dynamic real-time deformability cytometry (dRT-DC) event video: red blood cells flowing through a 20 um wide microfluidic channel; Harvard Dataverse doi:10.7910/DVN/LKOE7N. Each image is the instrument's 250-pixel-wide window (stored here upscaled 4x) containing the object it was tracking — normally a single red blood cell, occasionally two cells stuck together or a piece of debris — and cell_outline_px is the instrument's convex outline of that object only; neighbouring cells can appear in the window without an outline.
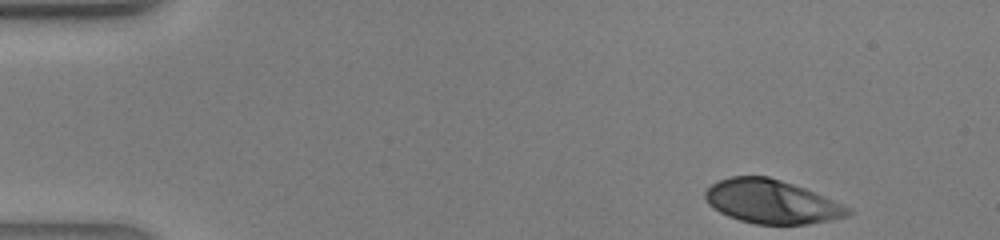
{"species": "human", "species_latin": "Homo sapiens", "temperature_condition": "warm", "stored_images_in_passage": 33, "camera_frame_rate_fps": 3000, "um_per_image_px": 0.085, "donor": {"sex": "male"}, "frame": {"image": 1, "passage_image": 1, "time_ms": 0.0, "image_size_px": [1000, 240], "cell_outline_px": [[852, 212], [848, 216], [808, 224], [756, 224], [740, 220], [728, 216], [720, 212], [708, 204], [704, 196], [704, 192], [712, 184], [720, 180], [732, 176], [768, 176], [804, 188], [824, 196], [852, 208]], "centroid_in_image_um": [65.58, 17.14], "position_along_channel_um": 19.4, "area_um2": 36.13}}
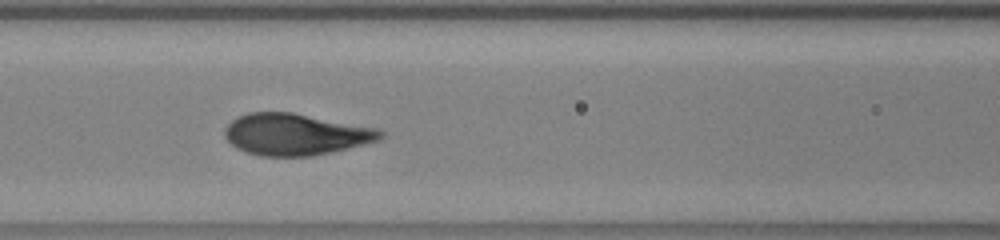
{"frame": {"image": 2, "passage_image": 15, "time_ms": 4.667, "image_size_px": [1000, 240], "cell_outline_px": [[384, 136], [380, 140], [364, 144], [312, 156], [260, 156], [236, 148], [224, 136], [224, 128], [236, 116], [248, 112], [292, 112], [380, 128], [384, 132]], "centroid_in_image_um": [25.13, 11.41], "position_along_channel_um": 141.5, "area_um2": 37.92}}
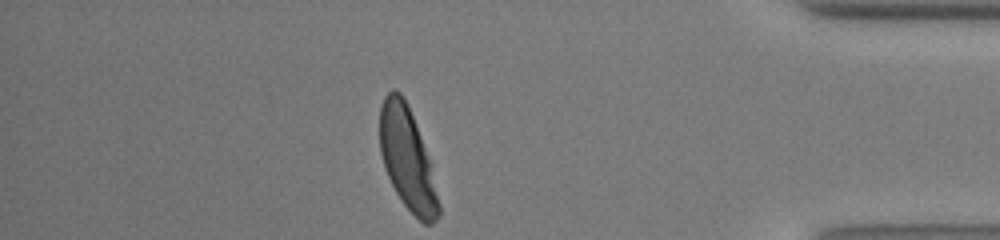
{"frame": {"image": 3, "passage_image": 33, "time_ms": 10.667, "image_size_px": [1000, 240], "cell_outline_px": [[440, 216], [432, 224], [424, 224], [400, 200], [384, 168], [380, 152], [380, 104], [384, 96], [392, 88], [400, 92], [412, 116], [428, 160], [440, 204]], "centroid_in_image_um": [34.59, 13.52], "position_along_channel_um": 400.6, "area_um2": 34.16}}